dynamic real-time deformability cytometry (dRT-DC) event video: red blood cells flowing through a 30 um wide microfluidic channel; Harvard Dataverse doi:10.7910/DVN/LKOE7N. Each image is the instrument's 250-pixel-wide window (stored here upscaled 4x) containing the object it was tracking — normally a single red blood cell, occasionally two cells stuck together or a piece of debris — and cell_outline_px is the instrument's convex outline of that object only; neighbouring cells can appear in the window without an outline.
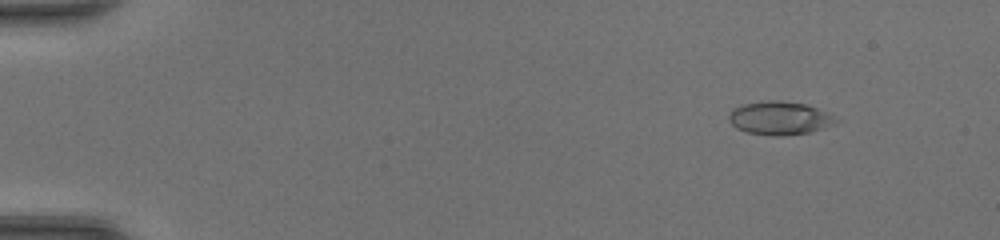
{"species": "common noctule bat (a hibernating species)", "species_latin": "Nyctalus noctula", "temperature_condition": "room temperature", "stored_images_in_passage": 48, "camera_frame_rate_fps": 3000, "um_per_image_px": 0.085, "animal": {"sex": "female", "body_mass_g": 20.0, "forearm_length_mm": 54.0}, "frame": {"image": 1, "passage_image": 6, "time_ms": 1.667, "image_size_px": [1000, 240], "cell_outline_px": [[844, 120], [836, 124], [808, 132], [776, 136], [748, 132], [736, 128], [728, 120], [728, 116], [732, 108], [744, 104], [768, 100], [780, 100], [808, 104], [828, 112]], "centroid_in_image_um": [66.33, 10.02], "position_along_channel_um": 18.7, "area_um2": 21.04}}
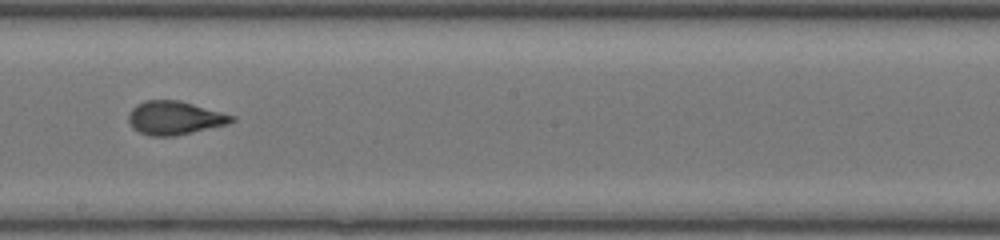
{"frame": {"image": 2, "passage_image": 29, "time_ms": 9.333, "image_size_px": [1000, 240], "cell_outline_px": [[236, 120], [228, 124], [176, 136], [148, 136], [132, 128], [128, 120], [128, 116], [132, 108], [136, 104], [144, 100], [180, 100], [236, 116]], "centroid_in_image_um": [14.85, 10.02], "position_along_channel_um": 233.4, "area_um2": 20.35}}
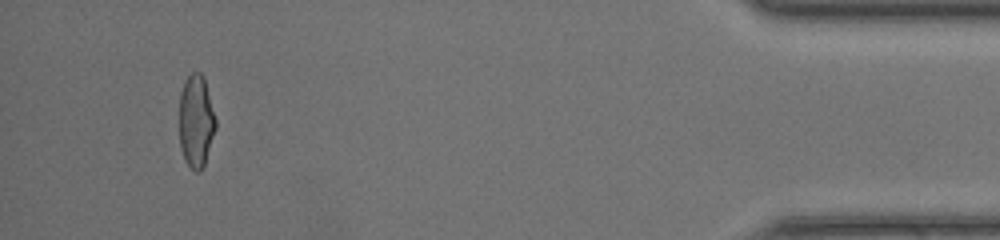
{"frame": {"image": 3, "passage_image": 46, "time_ms": 15.0, "image_size_px": [1000, 240], "cell_outline_px": [[216, 128], [204, 164], [200, 172], [196, 172], [184, 160], [180, 148], [180, 92], [184, 80], [192, 72], [200, 72], [204, 76], [216, 120]], "centroid_in_image_um": [16.66, 10.28], "position_along_channel_um": 418.5, "area_um2": 19.65}, "authors_computed_cell_mechanics": {"area_um2": 20.23, "velocity_mm_per_s": 4.4126, "shape_relaxation_time_tau1_ms": 5.6192, "shape_relaxation_time_tau2_ms": 0.8506, "deformation_change_tau1": 0.2365, "deformation_change_tau2": 0.0503}}